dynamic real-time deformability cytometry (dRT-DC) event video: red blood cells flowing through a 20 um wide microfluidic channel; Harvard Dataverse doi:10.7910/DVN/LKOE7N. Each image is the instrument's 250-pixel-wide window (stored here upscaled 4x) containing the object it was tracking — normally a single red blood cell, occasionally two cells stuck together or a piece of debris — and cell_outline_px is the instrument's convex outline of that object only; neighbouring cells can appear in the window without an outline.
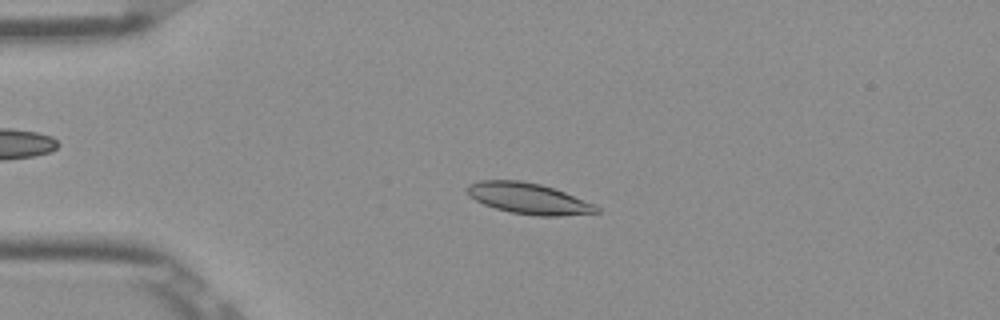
{"species": "Egyptian fruit bat (a non-hibernating species)", "species_latin": "Rousettus aegyptiacus", "temperature_condition": "room temperature", "stored_images_in_passage": 52, "camera_frame_rate_fps": 3000, "um_per_image_px": 0.085, "frame": {"image": 1, "passage_image": 12, "time_ms": 3.667, "image_size_px": [1000, 320], "cell_outline_px": [[600, 212], [560, 216], [536, 216], [512, 212], [496, 208], [484, 204], [468, 196], [464, 188], [468, 184], [480, 180], [520, 180], [540, 184], [564, 192], [596, 204], [600, 208]], "centroid_in_image_um": [44.91, 16.87], "position_along_channel_um": 40.1, "area_um2": 23.41}}
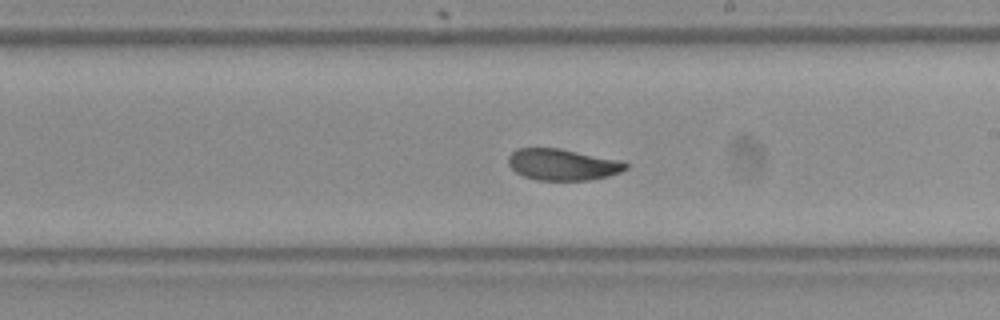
{"frame": {"image": 2, "passage_image": 30, "time_ms": 9.667, "image_size_px": [1000, 320], "cell_outline_px": [[628, 168], [620, 172], [608, 176], [588, 180], [536, 180], [524, 176], [516, 172], [508, 164], [508, 156], [516, 148], [560, 148], [620, 160], [628, 164]], "centroid_in_image_um": [47.81, 13.98], "position_along_channel_um": 241.2, "area_um2": 21.5}}
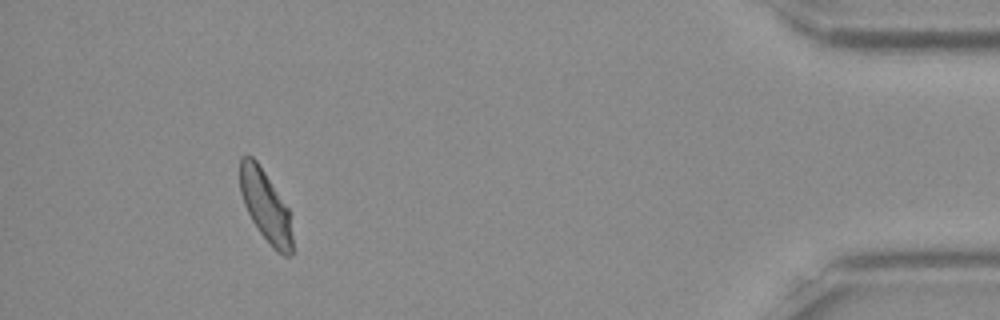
{"frame": {"image": 3, "passage_image": 48, "time_ms": 15.667, "image_size_px": [1000, 320], "cell_outline_px": [[292, 256], [284, 256], [276, 252], [272, 248], [256, 228], [244, 204], [240, 192], [240, 156], [252, 156], [256, 160], [288, 208], [292, 236]], "centroid_in_image_um": [22.56, 17.55], "position_along_channel_um": 412.6, "area_um2": 21.62}, "authors_computed_cell_mechanics": {"area_um2": 22.3397, "velocity_mm_per_s": 3.8692, "shape_relaxation_time_tau1_ms": 6.463, "shape_relaxation_time_tau2_ms": 1.4724, "deformation_change_tau1": 0.1422, "deformation_change_tau2": 0.0609}}